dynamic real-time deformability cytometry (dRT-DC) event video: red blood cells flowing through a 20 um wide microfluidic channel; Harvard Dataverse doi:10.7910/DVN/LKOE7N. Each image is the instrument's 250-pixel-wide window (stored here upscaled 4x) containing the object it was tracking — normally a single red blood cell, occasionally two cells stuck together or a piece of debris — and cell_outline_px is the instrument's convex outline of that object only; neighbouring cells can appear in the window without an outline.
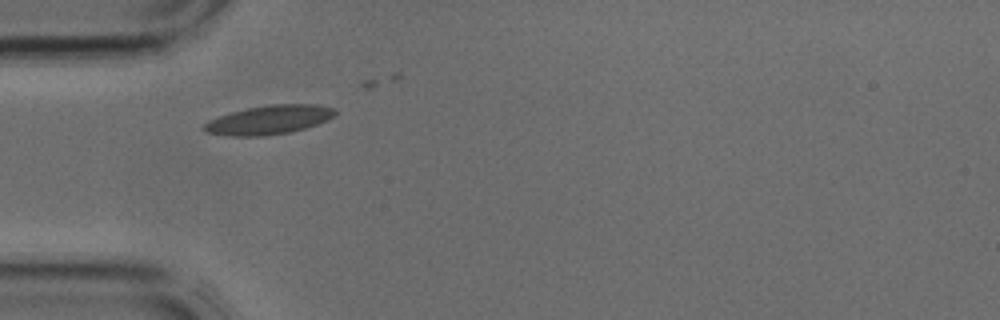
{"species": "common noctule bat (a hibernating species)", "species_latin": "Nyctalus noctula", "temperature_condition": "cold", "stored_images_in_passage": 2, "camera_frame_rate_fps": 3000, "um_per_image_px": 0.085, "animal": {"sex": "male", "body_mass_g": 17.9, "forearm_length_mm": 54.2}, "frame": {"image": 1, "passage_image": 1, "time_ms": 0.0, "image_size_px": [1000, 320], "cell_outline_px": [[336, 116], [328, 120], [292, 132], [260, 136], [228, 136], [208, 132], [200, 128], [208, 120], [232, 112], [248, 108], [272, 104], [316, 104], [332, 108], [336, 112]], "centroid_in_image_um": [22.87, 10.19], "position_along_channel_um": 62.1, "area_um2": 22.02}}